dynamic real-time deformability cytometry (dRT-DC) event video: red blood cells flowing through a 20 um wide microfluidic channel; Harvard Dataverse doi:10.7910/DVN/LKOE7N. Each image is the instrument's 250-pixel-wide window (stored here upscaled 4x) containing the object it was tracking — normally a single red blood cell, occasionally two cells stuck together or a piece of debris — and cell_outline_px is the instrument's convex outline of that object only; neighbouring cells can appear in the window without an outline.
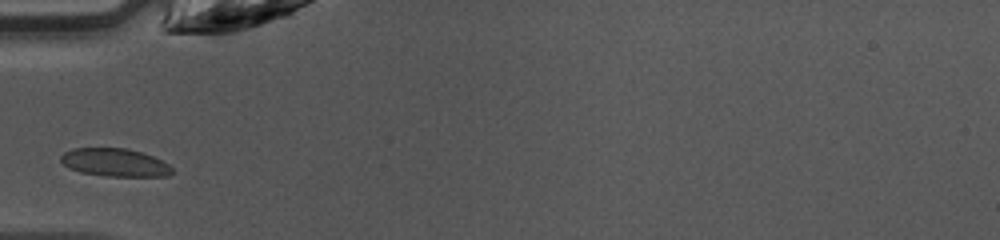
{"species": "common noctule bat (a hibernating species)", "species_latin": "Nyctalus noctula", "temperature_condition": "warm", "stored_images_in_passage": 28, "camera_frame_rate_fps": 3000, "um_per_image_px": 0.085, "animal": {"sex": "female", "body_mass_g": 10.0, "forearm_length_mm": 53.1}, "frame": {"image": 1, "passage_image": 1, "time_ms": 0.0, "image_size_px": [1000, 240], "cell_outline_px": [[176, 172], [168, 176], [108, 176], [80, 172], [68, 168], [60, 160], [60, 156], [64, 152], [72, 148], [128, 148], [152, 156], [168, 164]], "centroid_in_image_um": [9.76, 13.81], "position_along_channel_um": 75.2, "area_um2": 18.21}}
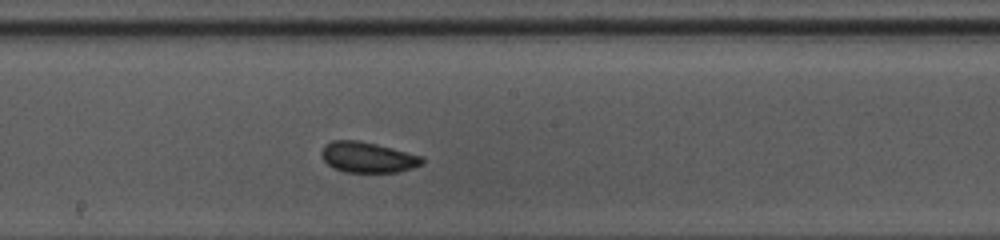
{"frame": {"image": 2, "passage_image": 11, "time_ms": 3.333, "image_size_px": [1000, 240], "cell_outline_px": [[424, 164], [412, 168], [396, 172], [344, 172], [332, 168], [324, 160], [320, 152], [324, 144], [332, 140], [356, 140], [376, 144], [424, 156]], "centroid_in_image_um": [31.25, 13.37], "position_along_channel_um": 216.9, "area_um2": 18.09}}
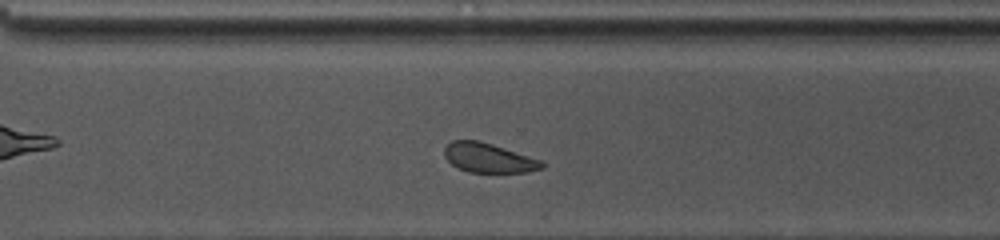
{"frame": {"image": 3, "passage_image": 19, "time_ms": 6.0, "image_size_px": [1000, 240], "cell_outline_px": [[544, 168], [528, 172], [468, 172], [452, 164], [444, 156], [444, 148], [452, 140], [480, 140], [544, 160]], "centroid_in_image_um": [41.57, 13.41], "position_along_channel_um": 329.0, "area_um2": 16.88}, "authors_computed_cell_mechanics": {"area_um2": 18.0336, "velocity_mm_per_s": 4.2144, "shape_relaxation_time_tau1_ms": 0.9813, "shape_relaxation_time_tau2_ms": 1.2055, "deformation_change_tau1": 0.0532, "deformation_change_tau2": 0.0451}}